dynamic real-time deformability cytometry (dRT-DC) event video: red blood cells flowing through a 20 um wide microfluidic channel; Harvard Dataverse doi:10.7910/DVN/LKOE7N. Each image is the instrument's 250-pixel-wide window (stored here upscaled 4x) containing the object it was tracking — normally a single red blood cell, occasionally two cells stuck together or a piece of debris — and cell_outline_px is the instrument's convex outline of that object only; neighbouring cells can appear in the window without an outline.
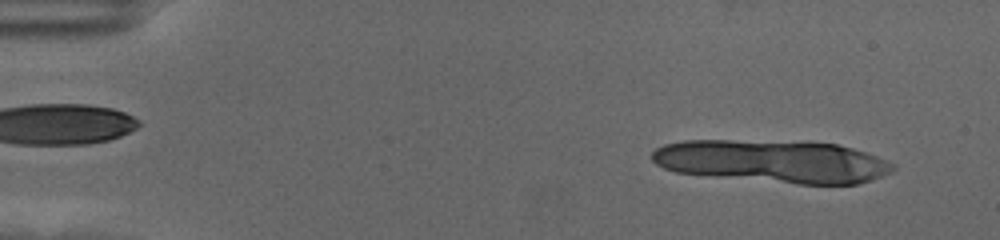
{"species": "human", "species_latin": "Homo sapiens", "temperature_condition": "cold", "stored_images_in_passage": 14, "camera_frame_rate_fps": 3000, "um_per_image_px": 0.085, "donor": {"sex": "female"}, "frame": {"image": 1, "passage_image": 4, "time_ms": 1.0, "image_size_px": [1000, 240], "cell_outline_px": [[896, 168], [892, 172], [856, 184], [796, 184], [676, 172], [664, 168], [656, 164], [652, 160], [652, 152], [656, 148], [664, 144], [684, 140], [732, 140], [836, 144], [852, 148], [876, 156], [896, 164]], "centroid_in_image_um": [65.66, 13.72], "position_along_channel_um": 19.3, "area_um2": 59.42}}